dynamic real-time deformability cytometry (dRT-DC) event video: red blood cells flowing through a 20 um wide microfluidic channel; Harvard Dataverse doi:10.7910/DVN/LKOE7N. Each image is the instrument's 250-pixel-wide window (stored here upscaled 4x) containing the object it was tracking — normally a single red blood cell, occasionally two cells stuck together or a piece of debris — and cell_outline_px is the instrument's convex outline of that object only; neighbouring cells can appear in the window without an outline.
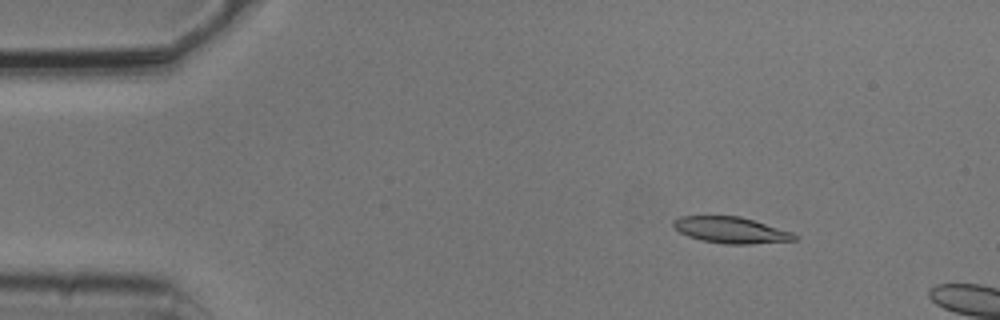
{"species": "common noctule bat (a hibernating species)", "species_latin": "Nyctalus noctula", "temperature_condition": "cold", "stored_images_in_passage": 3, "camera_frame_rate_fps": 3000, "um_per_image_px": 0.085, "animal": {"sex": "male", "body_mass_g": 20.5, "forearm_length_mm": 52.5}, "frame": {"image": 1, "passage_image": 2, "time_ms": 0.333, "image_size_px": [1000, 320], "cell_outline_px": [[800, 236], [796, 240], [748, 244], [724, 244], [700, 240], [688, 236], [680, 232], [672, 224], [672, 220], [680, 216], [740, 216], [792, 232]], "centroid_in_image_um": [62.12, 19.56], "position_along_channel_um": 22.9, "area_um2": 18.5}}